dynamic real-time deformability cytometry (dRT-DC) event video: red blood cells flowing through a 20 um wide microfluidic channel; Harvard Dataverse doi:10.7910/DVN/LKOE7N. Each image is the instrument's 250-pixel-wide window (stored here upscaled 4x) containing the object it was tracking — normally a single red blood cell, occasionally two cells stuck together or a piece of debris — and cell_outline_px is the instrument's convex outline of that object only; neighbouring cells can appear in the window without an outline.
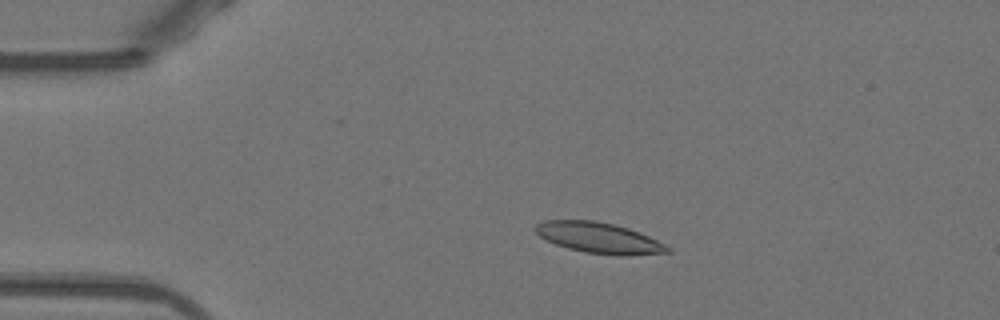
{"species": "Egyptian fruit bat (a non-hibernating species)", "species_latin": "Rousettus aegyptiacus", "temperature_condition": "warm", "stored_images_in_passage": 16, "camera_frame_rate_fps": 3000, "um_per_image_px": 0.085, "animal": {"sex": "female"}, "frame": {"image": 1, "passage_image": 10, "time_ms": 3.0, "image_size_px": [1000, 320], "cell_outline_px": [[672, 252], [624, 256], [620, 256], [584, 252], [568, 248], [556, 244], [540, 236], [532, 228], [536, 224], [544, 220], [596, 220], [628, 228], [640, 232], [672, 248]], "centroid_in_image_um": [50.92, 20.22], "position_along_channel_um": 34.1, "area_um2": 23.7}}